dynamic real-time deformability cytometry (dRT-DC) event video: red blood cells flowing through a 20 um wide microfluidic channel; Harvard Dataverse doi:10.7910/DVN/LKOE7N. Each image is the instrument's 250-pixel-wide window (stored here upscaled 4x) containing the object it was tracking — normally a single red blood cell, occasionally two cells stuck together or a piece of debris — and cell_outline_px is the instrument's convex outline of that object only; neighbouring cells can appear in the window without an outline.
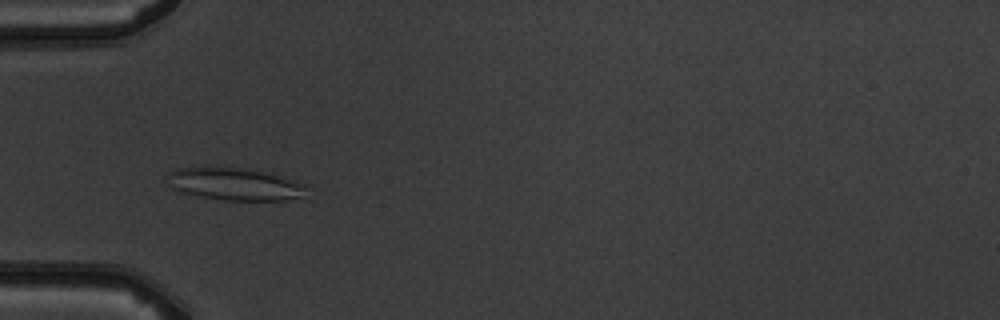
{"species": "common noctule bat (a hibernating species)", "species_latin": "Nyctalus noctula", "temperature_condition": "warm", "stored_images_in_passage": 9, "camera_frame_rate_fps": 3000, "um_per_image_px": 0.085, "animal": {"sex": "male", "body_mass_g": 19.5, "forearm_length_mm": 54.6}, "frame": {"image": 1, "passage_image": 6, "time_ms": 5.667, "image_size_px": [1000, 320], "cell_outline_px": [[308, 200], [224, 200], [200, 196], [184, 192], [176, 188], [168, 176], [168, 172], [180, 168], [204, 164], [216, 164], [248, 168], [264, 172], [304, 184]], "centroid_in_image_um": [20.01, 15.61], "position_along_channel_um": 65.0, "area_um2": 26.88}}
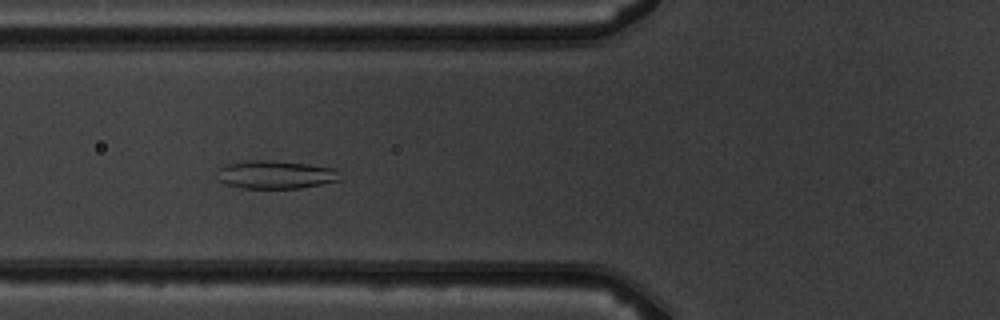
{"frame": {"image": 2, "passage_image": 7, "time_ms": 6.667, "image_size_px": [1000, 320], "cell_outline_px": [[344, 180], [300, 188], [240, 188], [224, 184], [220, 180], [220, 168], [228, 164], [248, 160], [272, 160], [308, 164], [336, 168]], "centroid_in_image_um": [23.51, 14.85], "position_along_channel_um": 102.3, "area_um2": 20.23}}